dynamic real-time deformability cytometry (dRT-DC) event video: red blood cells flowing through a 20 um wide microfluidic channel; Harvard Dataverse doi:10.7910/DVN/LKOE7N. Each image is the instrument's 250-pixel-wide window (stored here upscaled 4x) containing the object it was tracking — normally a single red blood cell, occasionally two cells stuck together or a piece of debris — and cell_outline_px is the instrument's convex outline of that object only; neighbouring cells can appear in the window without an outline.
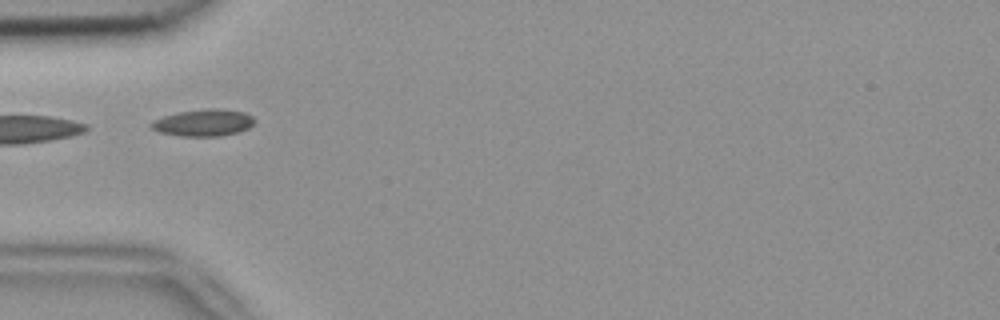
{"species": "common noctule bat (a hibernating species)", "species_latin": "Nyctalus noctula", "temperature_condition": "room temperature", "stored_images_in_passage": 7, "segment_of_instrument_passage": [2, 2], "camera_frame_rate_fps": 3000, "um_per_image_px": 0.085, "animal": {"sex": "female", "body_mass_g": 18.4}, "frame": {"image": 1, "passage_image": 4, "time_ms": 1.0, "image_size_px": [1000, 320], "cell_outline_px": [[256, 120], [248, 128], [236, 132], [220, 136], [180, 136], [160, 132], [152, 128], [148, 124], [152, 120], [176, 112], [208, 108], [220, 108], [244, 112], [252, 116]], "centroid_in_image_um": [17.27, 10.42], "position_along_channel_um": 67.7, "area_um2": 16.24}}
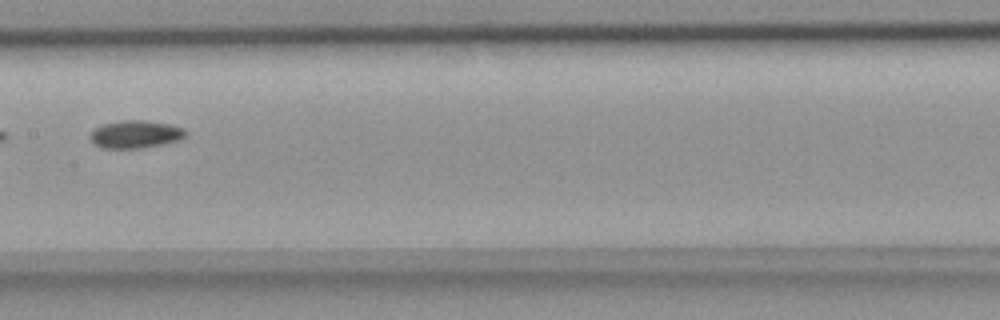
{"frame": {"image": 2, "passage_image": 7, "time_ms": 2.0, "image_size_px": [1000, 320], "cell_outline_px": [[184, 136], [180, 140], [140, 148], [104, 148], [96, 144], [88, 136], [96, 128], [104, 124], [120, 120], [144, 120], [168, 124], [184, 128]], "centroid_in_image_um": [11.5, 11.4], "position_along_channel_um": 195.9, "area_um2": 15.09}}